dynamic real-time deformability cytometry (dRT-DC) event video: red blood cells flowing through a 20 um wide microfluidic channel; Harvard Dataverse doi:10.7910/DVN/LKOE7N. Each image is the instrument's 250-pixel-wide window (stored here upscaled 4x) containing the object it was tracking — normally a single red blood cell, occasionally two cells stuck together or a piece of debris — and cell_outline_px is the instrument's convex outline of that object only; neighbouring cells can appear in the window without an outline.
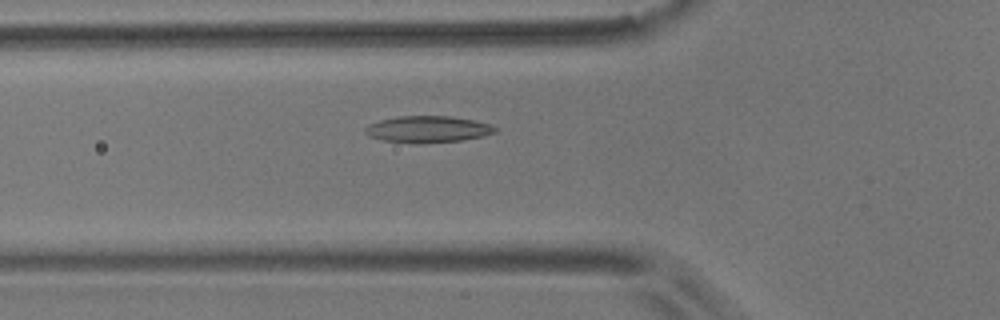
{"species": "common noctule bat (a hibernating species)", "species_latin": "Nyctalus noctula", "temperature_condition": "room temperature", "stored_images_in_passage": 42, "camera_frame_rate_fps": 3000, "um_per_image_px": 0.085, "animal": {"sex": "male", "body_mass_g": 17.9}, "frame": {"image": 1, "passage_image": 7, "time_ms": 2.0, "image_size_px": [1000, 320], "cell_outline_px": [[500, 128], [496, 132], [484, 136], [464, 140], [420, 144], [416, 144], [380, 140], [368, 136], [364, 132], [364, 128], [368, 124], [380, 120], [396, 116], [448, 116], [476, 120], [492, 124]], "centroid_in_image_um": [36.38, 10.99], "position_along_channel_um": 89.4, "area_um2": 20.69}}
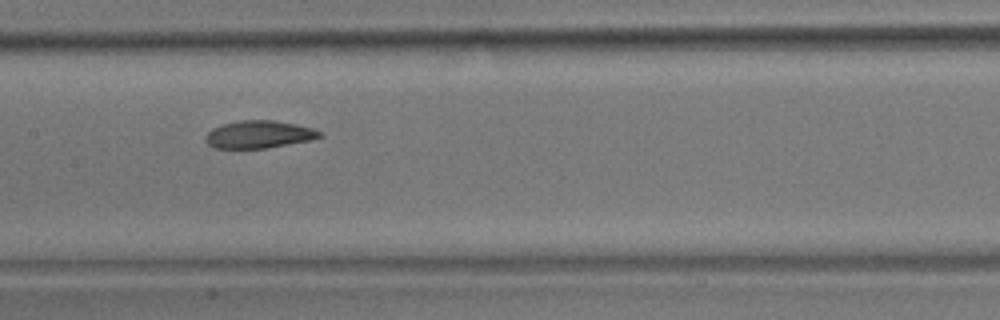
{"frame": {"image": 2, "passage_image": 15, "time_ms": 4.667, "image_size_px": [1000, 320], "cell_outline_px": [[324, 136], [312, 140], [264, 148], [212, 148], [204, 140], [204, 136], [212, 128], [236, 120], [276, 120], [296, 124], [312, 128], [320, 132]], "centroid_in_image_um": [21.99, 11.42], "position_along_channel_um": 185.4, "area_um2": 18.44}}
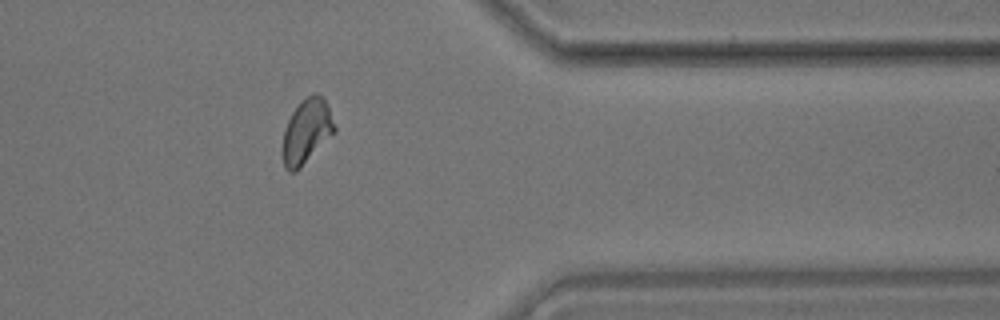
{"frame": {"image": 3, "passage_image": 33, "time_ms": 10.667, "image_size_px": [1000, 320], "cell_outline_px": [[336, 132], [296, 172], [288, 172], [284, 168], [280, 152], [284, 128], [292, 112], [300, 100], [316, 92], [324, 100], [328, 108], [336, 128]], "centroid_in_image_um": [26.01, 11.21], "position_along_channel_um": 385.4, "area_um2": 19.83}, "authors_computed_cell_mechanics": {"area_um2": 18.9295, "velocity_mm_per_s": 3.5749, "shape_relaxation_time_tau1_ms": 4.4924, "shape_relaxation_time_tau2_ms": 2.215, "deformation_change_tau1": 0.1444, "deformation_change_tau2": 0.0812}}